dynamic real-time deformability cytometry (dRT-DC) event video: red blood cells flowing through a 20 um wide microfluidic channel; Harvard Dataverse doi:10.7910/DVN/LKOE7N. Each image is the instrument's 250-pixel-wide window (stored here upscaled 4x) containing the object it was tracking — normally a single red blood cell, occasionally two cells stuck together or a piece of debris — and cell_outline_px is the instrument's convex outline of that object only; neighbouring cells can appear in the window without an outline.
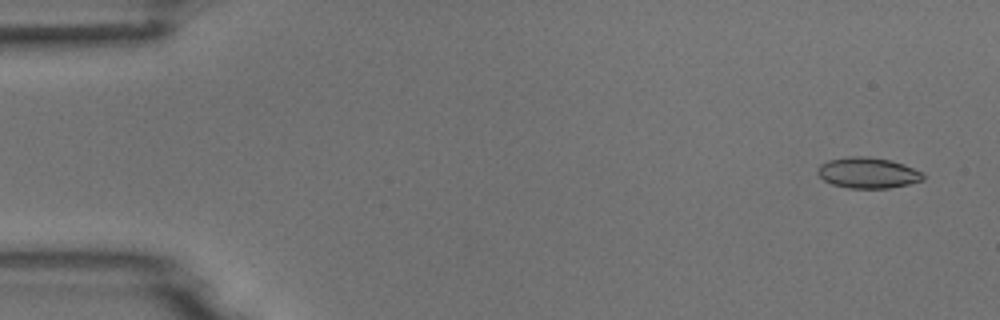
{"species": "common noctule bat (a hibernating species)", "species_latin": "Nyctalus noctula", "temperature_condition": "room temperature", "stored_images_in_passage": 53, "camera_frame_rate_fps": 3000, "um_per_image_px": 0.085, "animal": {"sex": "male", "body_mass_g": 18.8}, "frame": {"image": 1, "passage_image": 3, "time_ms": 0.667, "image_size_px": [1000, 320], "cell_outline_px": [[924, 180], [908, 184], [888, 188], [848, 188], [832, 184], [824, 180], [816, 172], [816, 168], [820, 164], [828, 160], [848, 156], [864, 156], [888, 160], [904, 164], [924, 172]], "centroid_in_image_um": [73.76, 14.69], "position_along_channel_um": 11.2, "area_um2": 19.02}}
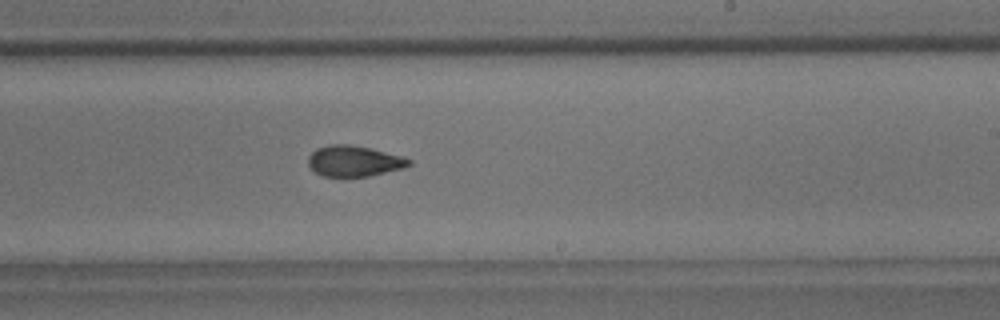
{"frame": {"image": 2, "passage_image": 32, "time_ms": 10.333, "image_size_px": [1000, 320], "cell_outline_px": [[412, 164], [404, 168], [368, 176], [324, 176], [316, 172], [308, 164], [308, 156], [316, 148], [328, 144], [348, 144], [372, 148], [400, 156], [412, 160]], "centroid_in_image_um": [30.09, 13.67], "position_along_channel_um": 258.9, "area_um2": 18.03}}
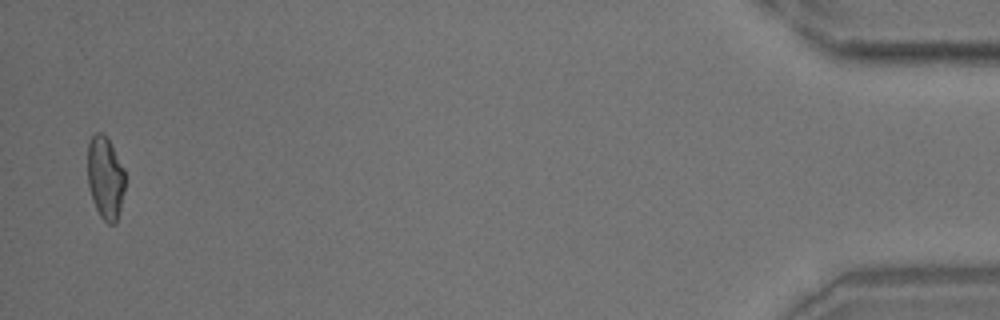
{"frame": {"image": 3, "passage_image": 52, "time_ms": 17.0, "image_size_px": [1000, 320], "cell_outline_px": [[124, 192], [116, 224], [108, 224], [100, 216], [96, 208], [88, 184], [88, 144], [92, 136], [96, 132], [100, 132], [108, 140], [124, 168]], "centroid_in_image_um": [8.95, 15.13], "position_along_channel_um": 426.2, "area_um2": 17.74}}